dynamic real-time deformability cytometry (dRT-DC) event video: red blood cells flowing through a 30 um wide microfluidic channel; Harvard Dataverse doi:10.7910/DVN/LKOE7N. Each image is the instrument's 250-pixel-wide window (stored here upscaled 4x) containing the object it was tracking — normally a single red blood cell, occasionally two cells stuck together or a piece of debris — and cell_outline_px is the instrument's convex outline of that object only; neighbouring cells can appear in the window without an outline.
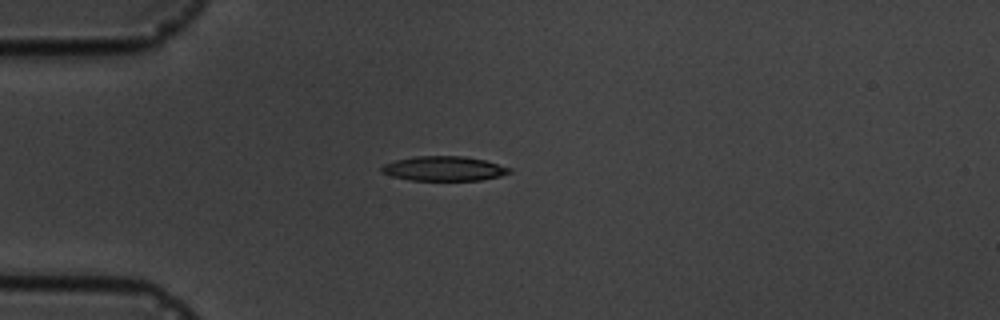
{"species": "common noctule bat (a hibernating species)", "species_latin": "Nyctalus noctula", "temperature_condition": "cold", "stored_images_in_passage": 1, "camera_frame_rate_fps": 3000, "um_per_image_px": 0.085, "animal": {"sex": "male", "body_mass_g": 19.5, "forearm_length_mm": 54.6}, "frame": {"image": 1, "passage_image": 1, "time_ms": 0.0, "image_size_px": [1000, 320], "cell_outline_px": [[512, 172], [500, 176], [480, 180], [408, 180], [392, 176], [380, 172], [380, 168], [384, 164], [396, 160], [416, 156], [464, 156], [484, 160], [512, 168]], "centroid_in_image_um": [37.73, 14.33], "position_along_channel_um": 47.3, "area_um2": 18.32}}